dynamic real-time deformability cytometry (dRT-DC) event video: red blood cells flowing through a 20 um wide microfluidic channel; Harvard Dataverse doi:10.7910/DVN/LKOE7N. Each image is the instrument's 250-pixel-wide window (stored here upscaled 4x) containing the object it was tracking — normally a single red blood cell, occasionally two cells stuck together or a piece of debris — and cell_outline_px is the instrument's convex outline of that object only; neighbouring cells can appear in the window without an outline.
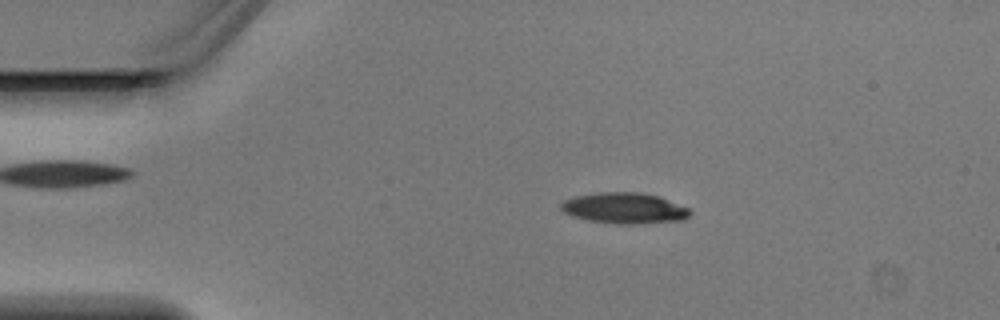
{"species": "Egyptian fruit bat (a non-hibernating species)", "species_latin": "Rousettus aegyptiacus", "temperature_condition": "warm", "stored_images_in_passage": 3, "camera_frame_rate_fps": 3000, "um_per_image_px": 0.085, "animal": {"sex": "male"}, "frame": {"image": 1, "passage_image": 2, "time_ms": 0.333, "image_size_px": [1000, 320], "cell_outline_px": [[692, 212], [684, 220], [636, 224], [620, 224], [588, 220], [572, 216], [564, 212], [560, 208], [560, 200], [572, 196], [596, 192], [640, 192], [660, 196], [692, 208]], "centroid_in_image_um": [53.08, 17.68], "position_along_channel_um": 31.9, "area_um2": 23.76}}